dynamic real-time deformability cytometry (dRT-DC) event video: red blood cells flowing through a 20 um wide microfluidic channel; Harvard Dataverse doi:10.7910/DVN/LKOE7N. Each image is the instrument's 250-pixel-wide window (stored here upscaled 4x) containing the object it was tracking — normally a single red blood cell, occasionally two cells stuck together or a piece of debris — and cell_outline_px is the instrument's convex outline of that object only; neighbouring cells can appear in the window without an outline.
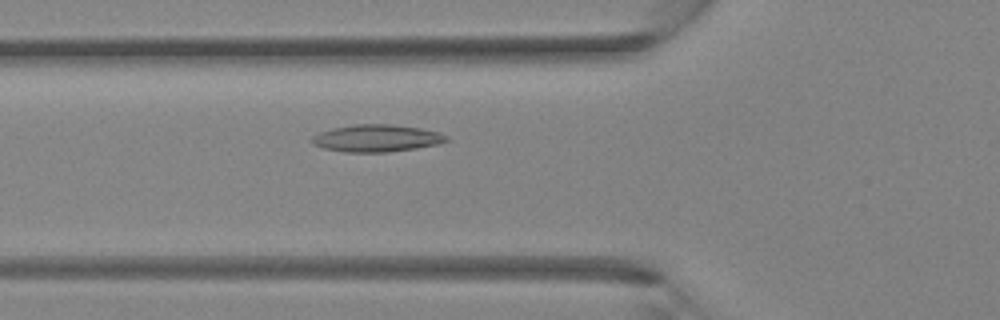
{"species": "Egyptian fruit bat (a non-hibernating species)", "species_latin": "Rousettus aegyptiacus", "temperature_condition": "room temperature", "stored_images_in_passage": 39, "camera_frame_rate_fps": 3000, "um_per_image_px": 0.085, "animal": {"sex": "female"}, "frame": {"image": 1, "passage_image": 13, "time_ms": 4.0, "image_size_px": [1000, 320], "cell_outline_px": [[448, 140], [436, 144], [416, 148], [388, 152], [344, 152], [324, 148], [312, 144], [308, 140], [312, 136], [320, 132], [332, 128], [352, 124], [392, 124], [420, 128], [440, 132], [448, 136]], "centroid_in_image_um": [31.97, 11.74], "position_along_channel_um": 93.8, "area_um2": 21.44}}
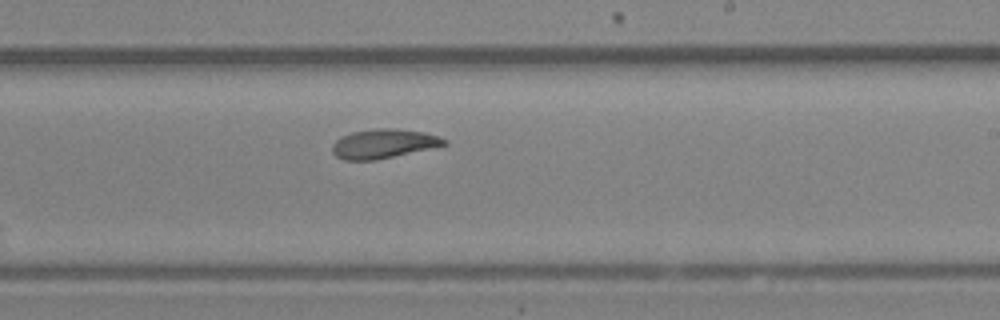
{"frame": {"image": 2, "passage_image": 23, "time_ms": 7.333, "image_size_px": [1000, 320], "cell_outline_px": [[448, 144], [376, 160], [344, 160], [336, 156], [332, 152], [332, 144], [340, 136], [352, 132], [376, 128], [396, 128], [424, 132], [448, 140]], "centroid_in_image_um": [32.56, 12.21], "position_along_channel_um": 256.4, "area_um2": 19.02}}
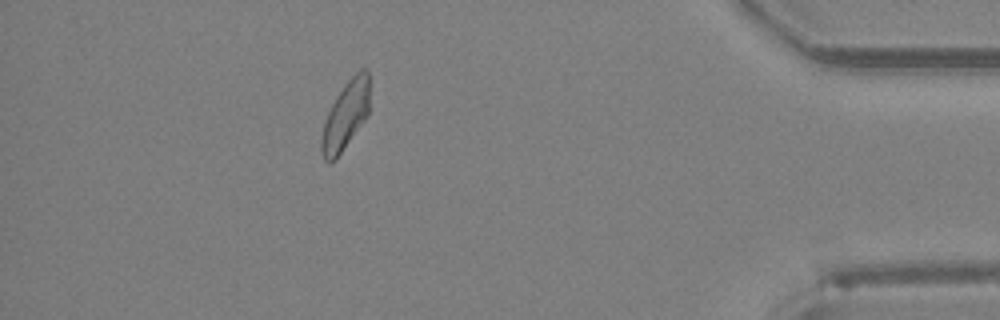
{"frame": {"image": 3, "passage_image": 35, "time_ms": 11.333, "image_size_px": [1000, 320], "cell_outline_px": [[368, 116], [336, 160], [328, 164], [324, 160], [320, 152], [320, 140], [324, 124], [328, 112], [336, 96], [344, 84], [360, 68], [368, 68]], "centroid_in_image_um": [29.35, 9.86], "position_along_channel_um": 405.8, "area_um2": 19.31}}